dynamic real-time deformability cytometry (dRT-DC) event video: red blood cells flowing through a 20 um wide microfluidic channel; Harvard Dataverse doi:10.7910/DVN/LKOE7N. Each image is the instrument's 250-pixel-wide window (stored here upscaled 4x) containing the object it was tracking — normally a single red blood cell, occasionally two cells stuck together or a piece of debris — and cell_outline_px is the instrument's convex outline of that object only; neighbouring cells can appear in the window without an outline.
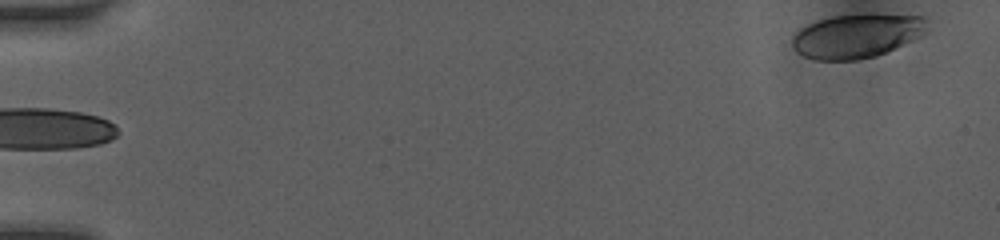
{"species": "human", "species_latin": "Homo sapiens", "temperature_condition": "room temperature", "stored_images_in_passage": 2, "camera_frame_rate_fps": 3000, "um_per_image_px": 0.085, "donor": {"sex": "female"}, "frame": {"image": 1, "passage_image": 2, "time_ms": 1.0, "image_size_px": [1000, 240], "cell_outline_px": [[928, 20], [924, 32], [920, 36], [904, 44], [876, 56], [856, 60], [816, 60], [804, 56], [796, 52], [792, 48], [792, 36], [800, 28], [808, 24], [832, 16], [872, 12], [924, 16]], "centroid_in_image_um": [72.83, 3.02], "position_along_channel_um": 12.2, "area_um2": 35.14}}